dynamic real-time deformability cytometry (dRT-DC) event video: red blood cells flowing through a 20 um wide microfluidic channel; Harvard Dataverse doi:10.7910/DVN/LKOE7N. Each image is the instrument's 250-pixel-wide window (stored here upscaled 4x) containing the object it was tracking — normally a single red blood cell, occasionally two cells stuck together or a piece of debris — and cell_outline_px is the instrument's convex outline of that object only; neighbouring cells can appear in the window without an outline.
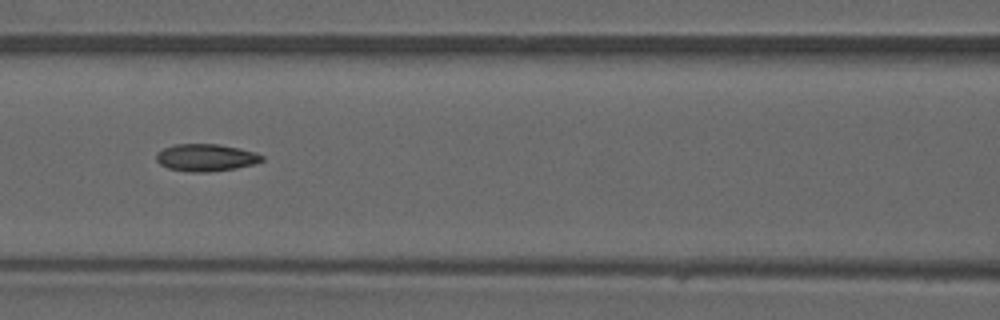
{"species": "common noctule bat (a hibernating species)", "species_latin": "Nyctalus noctula", "temperature_condition": "warm", "stored_images_in_passage": 36, "camera_frame_rate_fps": 3000, "um_per_image_px": 0.085, "animal": {"sex": "male", "forearm_length_mm": 52.5}, "frame": {"image": 1, "passage_image": 16, "time_ms": 5.0, "image_size_px": [1000, 320], "cell_outline_px": [[264, 160], [256, 164], [236, 168], [208, 172], [188, 172], [168, 168], [160, 164], [156, 160], [156, 152], [164, 148], [176, 144], [216, 144], [240, 148], [256, 152], [264, 156]], "centroid_in_image_um": [17.52, 13.4], "position_along_channel_um": 149.1, "area_um2": 16.94}}